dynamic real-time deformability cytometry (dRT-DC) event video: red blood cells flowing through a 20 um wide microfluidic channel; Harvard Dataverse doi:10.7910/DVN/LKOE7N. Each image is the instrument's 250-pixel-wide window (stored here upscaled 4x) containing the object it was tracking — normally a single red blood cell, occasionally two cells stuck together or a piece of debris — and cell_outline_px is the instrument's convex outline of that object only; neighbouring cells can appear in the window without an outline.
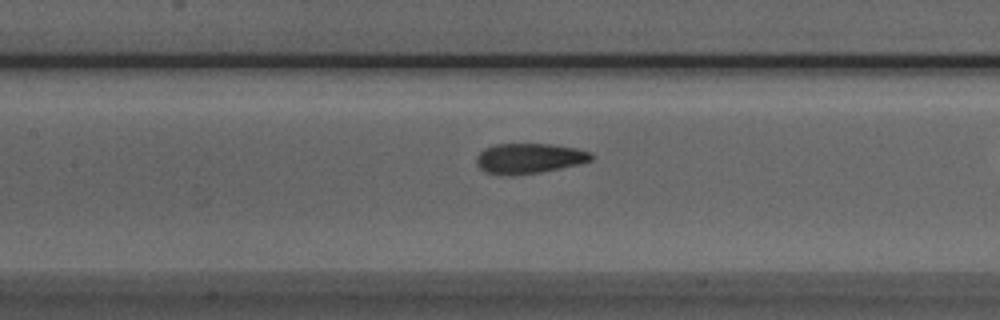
{"species": "Egyptian fruit bat (a non-hibernating species)", "species_latin": "Rousettus aegyptiacus", "temperature_condition": "room temperature", "stored_images_in_passage": 31, "camera_frame_rate_fps": 3000, "um_per_image_px": 0.085, "animal": {"sex": "male"}, "frame": {"image": 1, "passage_image": 14, "time_ms": 4.333, "image_size_px": [1000, 320], "cell_outline_px": [[596, 156], [592, 160], [560, 168], [540, 172], [512, 176], [484, 172], [476, 164], [476, 156], [484, 148], [496, 144], [548, 144], [576, 148], [592, 152]], "centroid_in_image_um": [44.96, 13.46], "position_along_channel_um": 162.4, "area_um2": 20.29}}
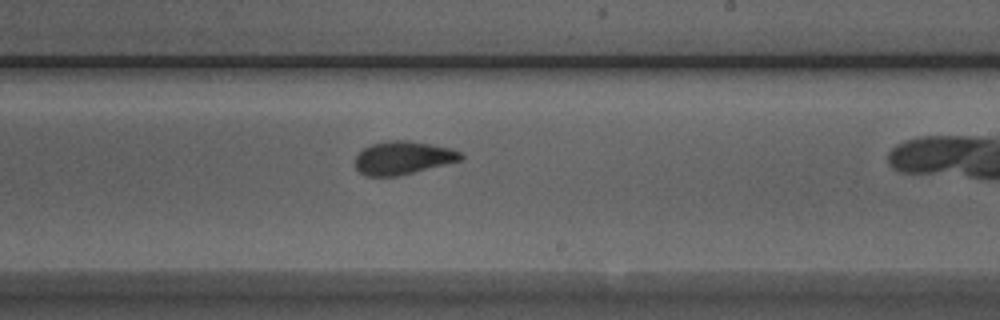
{"frame": {"image": 2, "passage_image": 21, "time_ms": 6.667, "image_size_px": [1000, 320], "cell_outline_px": [[464, 160], [396, 176], [368, 176], [360, 172], [356, 168], [356, 156], [364, 148], [372, 144], [388, 140], [408, 140], [452, 148], [460, 152], [464, 156]], "centroid_in_image_um": [34.29, 13.41], "position_along_channel_um": 254.7, "area_um2": 20.35}}
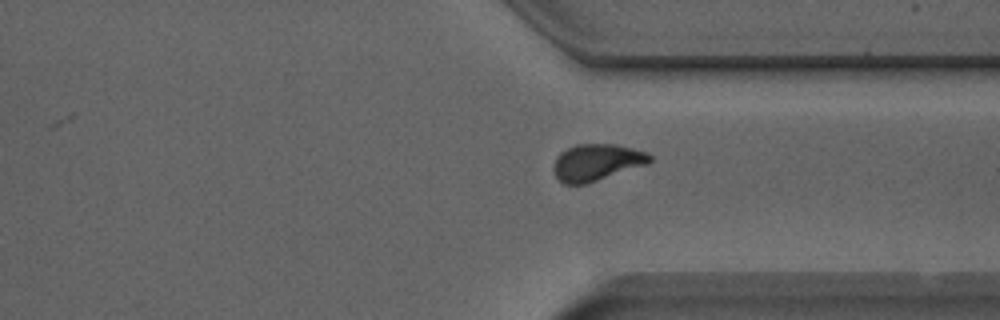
{"frame": {"image": 3, "passage_image": 29, "time_ms": 9.333, "image_size_px": [1000, 320], "cell_outline_px": [[652, 160], [648, 164], [584, 184], [564, 184], [556, 176], [552, 168], [556, 156], [560, 152], [576, 144], [616, 144], [648, 152], [652, 156]], "centroid_in_image_um": [50.72, 13.78], "position_along_channel_um": 360.7, "area_um2": 20.58}}